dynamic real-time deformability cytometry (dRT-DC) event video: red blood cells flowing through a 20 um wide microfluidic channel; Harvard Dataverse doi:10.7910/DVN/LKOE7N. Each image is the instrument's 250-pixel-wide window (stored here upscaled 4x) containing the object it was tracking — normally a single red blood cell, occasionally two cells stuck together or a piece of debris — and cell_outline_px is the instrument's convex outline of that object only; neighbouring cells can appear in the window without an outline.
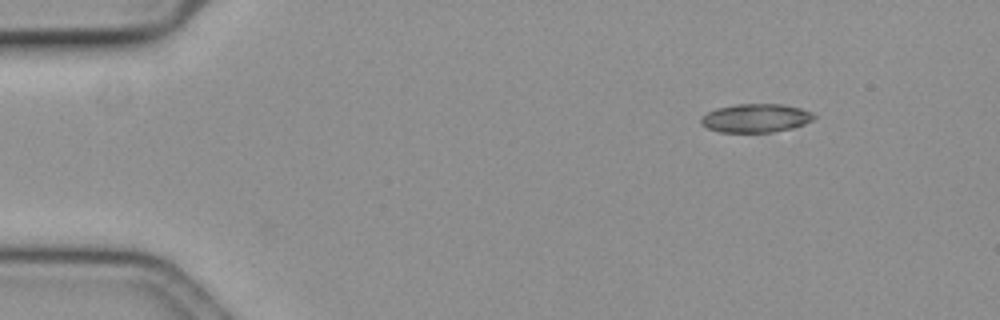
{"species": "common noctule bat (a hibernating species)", "species_latin": "Nyctalus noctula", "temperature_condition": "cold", "stored_images_in_passage": 9, "camera_frame_rate_fps": 3000, "um_per_image_px": 0.085, "animal": {"sex": "female", "body_mass_g": 19.3, "forearm_length_mm": 54.1}, "frame": {"image": 1, "passage_image": 1, "time_ms": 0.0, "image_size_px": [1000, 320], "cell_outline_px": [[816, 116], [812, 120], [804, 124], [792, 128], [772, 132], [720, 132], [708, 128], [700, 124], [700, 120], [708, 112], [716, 108], [736, 104], [784, 104], [800, 108], [812, 112]], "centroid_in_image_um": [64.25, 10.03], "position_along_channel_um": 20.8, "area_um2": 18.79}}